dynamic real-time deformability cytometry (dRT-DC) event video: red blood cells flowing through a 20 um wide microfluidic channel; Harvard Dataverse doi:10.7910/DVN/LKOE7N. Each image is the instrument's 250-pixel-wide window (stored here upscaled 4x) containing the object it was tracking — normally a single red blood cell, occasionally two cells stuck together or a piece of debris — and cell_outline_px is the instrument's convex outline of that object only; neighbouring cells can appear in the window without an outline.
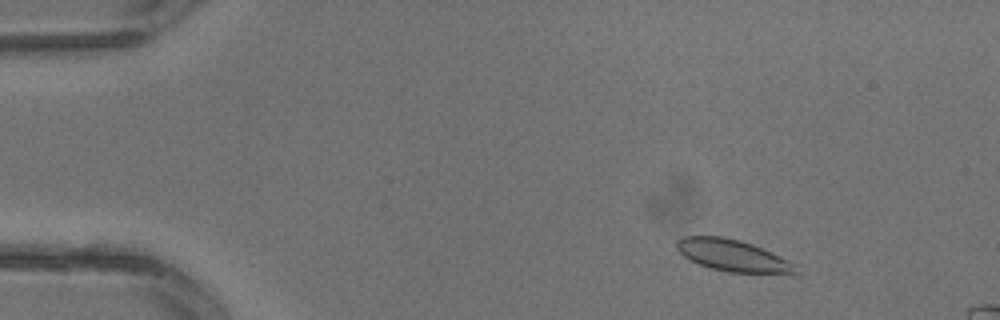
{"species": "common noctule bat (a hibernating species)", "species_latin": "Nyctalus noctula", "temperature_condition": "warm", "stored_images_in_passage": 4, "camera_frame_rate_fps": 3000, "um_per_image_px": 0.085, "animal": {"sex": "male", "body_mass_g": 13.3}, "frame": {"image": 1, "passage_image": 2, "time_ms": 0.333, "image_size_px": [1000, 320], "cell_outline_px": [[800, 272], [728, 272], [712, 268], [688, 260], [676, 248], [676, 240], [680, 236], [724, 236], [740, 240], [752, 244], [772, 252], [788, 260]], "centroid_in_image_um": [62.18, 21.68], "position_along_channel_um": 22.8, "area_um2": 21.62}}